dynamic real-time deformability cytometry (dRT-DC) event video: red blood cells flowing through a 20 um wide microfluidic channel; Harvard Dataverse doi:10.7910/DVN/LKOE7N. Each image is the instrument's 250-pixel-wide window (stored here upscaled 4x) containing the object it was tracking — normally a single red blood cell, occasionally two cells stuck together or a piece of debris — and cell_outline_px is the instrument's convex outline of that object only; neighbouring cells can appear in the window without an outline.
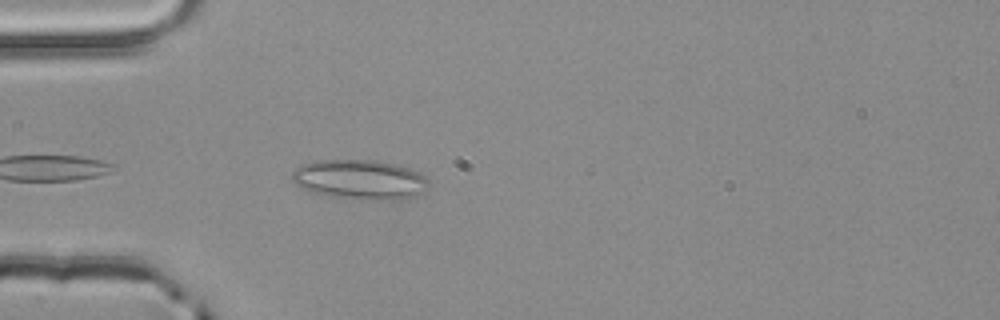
{"species": "common noctule bat (a hibernating species)", "species_latin": "Nyctalus noctula", "temperature_condition": "room temperature", "stored_images_in_passage": 3, "camera_frame_rate_fps": 3000, "um_per_image_px": 0.085, "animal": {"sex": "male", "body_mass_g": 20.4}, "frame": {"image": 1, "passage_image": 3, "time_ms": 0.667, "image_size_px": [1000, 320], "cell_outline_px": [[428, 188], [424, 192], [400, 200], [364, 200], [328, 196], [308, 192], [300, 188], [292, 180], [292, 172], [300, 164], [312, 160], [376, 160], [396, 164], [408, 168], [424, 176], [428, 180]], "centroid_in_image_um": [30.54, 15.27], "position_along_channel_um": 54.5, "area_um2": 32.08}}